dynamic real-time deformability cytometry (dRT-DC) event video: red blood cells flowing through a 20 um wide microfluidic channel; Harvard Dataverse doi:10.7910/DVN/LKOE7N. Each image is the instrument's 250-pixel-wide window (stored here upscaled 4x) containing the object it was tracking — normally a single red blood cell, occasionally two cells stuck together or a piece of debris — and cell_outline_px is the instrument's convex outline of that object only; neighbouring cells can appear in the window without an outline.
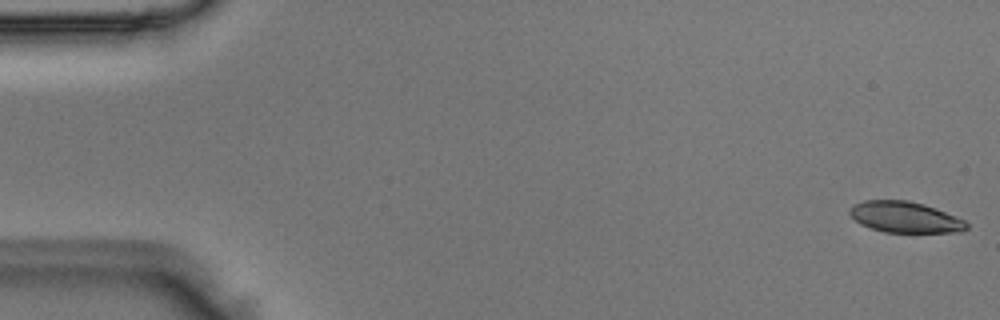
{"species": "Egyptian fruit bat (a non-hibernating species)", "species_latin": "Rousettus aegyptiacus", "temperature_condition": "room temperature", "stored_images_in_passage": 51, "camera_frame_rate_fps": 3000, "um_per_image_px": 0.085, "animal": {"sex": "male"}, "frame": {"image": 1, "passage_image": 1, "time_ms": 0.0, "image_size_px": [1000, 320], "cell_outline_px": [[968, 228], [960, 232], [884, 232], [860, 224], [848, 212], [848, 208], [852, 204], [864, 200], [908, 200], [924, 204], [936, 208], [956, 216], [964, 220], [968, 224]], "centroid_in_image_um": [76.91, 18.44], "position_along_channel_um": 8.1, "area_um2": 21.21}}
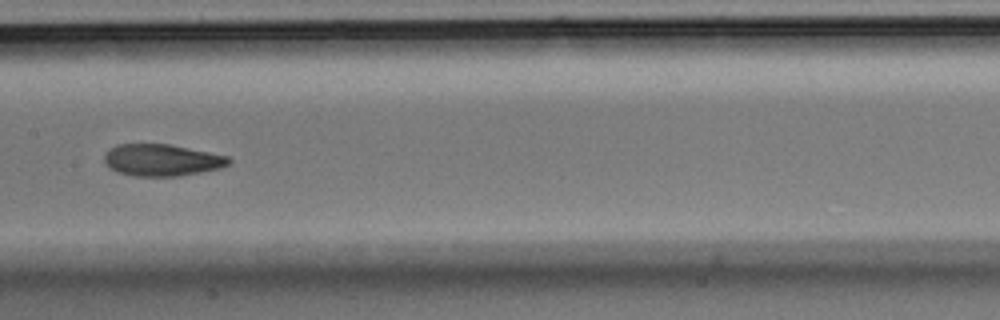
{"frame": {"image": 2, "passage_image": 26, "time_ms": 8.333, "image_size_px": [1000, 320], "cell_outline_px": [[232, 160], [228, 164], [220, 168], [180, 176], [132, 176], [120, 172], [112, 168], [104, 160], [104, 156], [108, 148], [116, 144], [168, 144], [228, 156]], "centroid_in_image_um": [13.75, 13.6], "position_along_channel_um": 193.7, "area_um2": 22.89}}
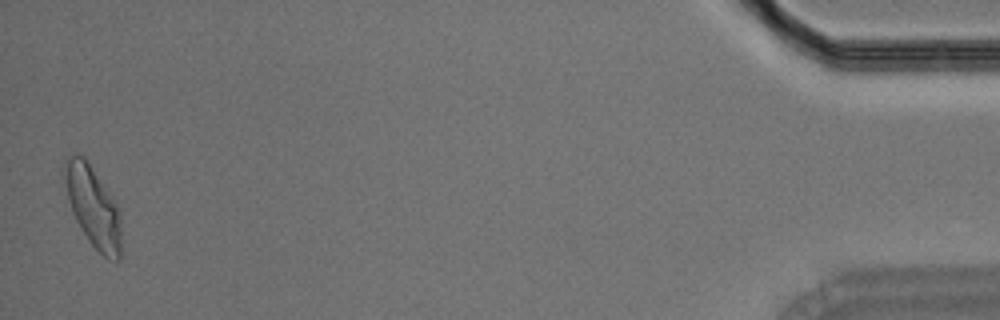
{"frame": {"image": 3, "passage_image": 51, "time_ms": 16.667, "image_size_px": [1000, 320], "cell_outline_px": [[120, 260], [108, 260], [92, 244], [76, 220], [72, 212], [60, 176], [60, 172], [64, 156], [72, 152], [76, 152], [84, 156], [88, 160], [120, 208]], "centroid_in_image_um": [7.83, 17.41], "position_along_channel_um": 427.4, "area_um2": 27.51}}